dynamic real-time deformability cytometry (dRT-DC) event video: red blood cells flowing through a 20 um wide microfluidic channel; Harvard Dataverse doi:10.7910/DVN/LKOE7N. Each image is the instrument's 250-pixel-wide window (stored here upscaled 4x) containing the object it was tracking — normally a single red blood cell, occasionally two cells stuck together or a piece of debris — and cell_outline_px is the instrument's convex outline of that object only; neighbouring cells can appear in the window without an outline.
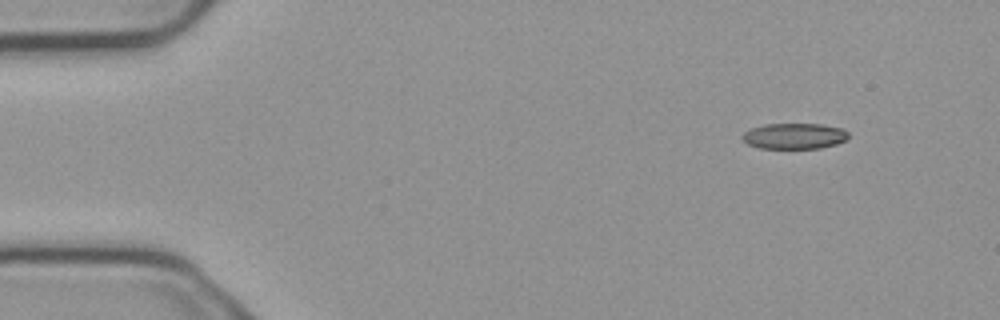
{"species": "common noctule bat (a hibernating species)", "species_latin": "Nyctalus noctula", "temperature_condition": "cold", "stored_images_in_passage": 5, "camera_frame_rate_fps": 3000, "um_per_image_px": 0.085, "animal": {"sex": "male", "body_mass_g": 23.1, "forearm_length_mm": 52.7}, "frame": {"image": 1, "passage_image": 1, "time_ms": 0.0, "image_size_px": [1000, 320], "cell_outline_px": [[848, 140], [836, 144], [820, 148], [760, 148], [748, 144], [740, 136], [744, 132], [752, 128], [764, 124], [820, 124], [840, 128], [848, 132]], "centroid_in_image_um": [67.52, 11.56], "position_along_channel_um": 17.5, "area_um2": 15.9}}
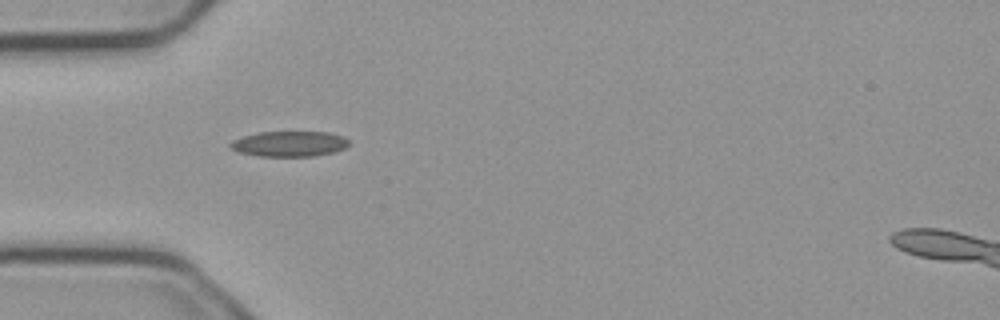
{"frame": {"image": 2, "passage_image": 4, "time_ms": 1.0, "image_size_px": [1000, 320], "cell_outline_px": [[348, 144], [344, 148], [332, 152], [312, 156], [256, 156], [240, 152], [232, 148], [228, 144], [232, 140], [256, 132], [328, 132], [344, 136], [348, 140]], "centroid_in_image_um": [24.57, 12.22], "position_along_channel_um": 60.4, "area_um2": 17.46}}
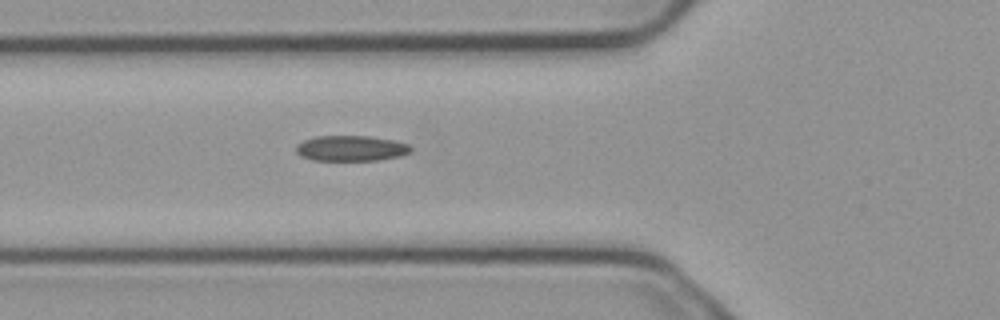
{"frame": {"image": 3, "passage_image": 5, "time_ms": 1.333, "image_size_px": [1000, 320], "cell_outline_px": [[412, 148], [408, 152], [400, 156], [380, 160], [312, 160], [300, 156], [296, 152], [296, 144], [304, 140], [316, 136], [368, 136], [392, 140], [408, 144]], "centroid_in_image_um": [29.8, 12.61], "position_along_channel_um": 96.0, "area_um2": 16.99}}